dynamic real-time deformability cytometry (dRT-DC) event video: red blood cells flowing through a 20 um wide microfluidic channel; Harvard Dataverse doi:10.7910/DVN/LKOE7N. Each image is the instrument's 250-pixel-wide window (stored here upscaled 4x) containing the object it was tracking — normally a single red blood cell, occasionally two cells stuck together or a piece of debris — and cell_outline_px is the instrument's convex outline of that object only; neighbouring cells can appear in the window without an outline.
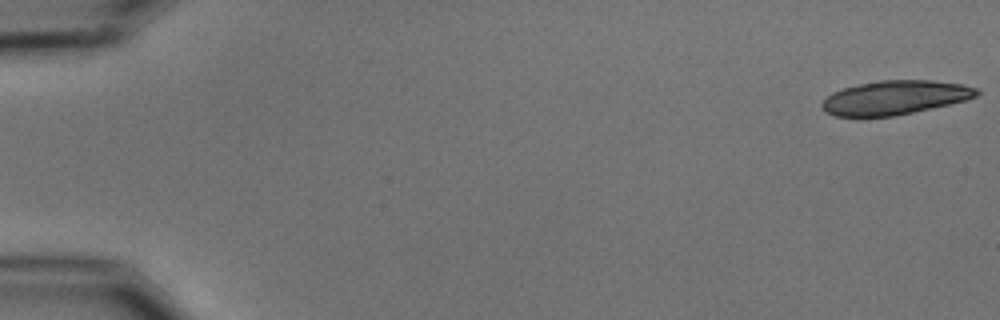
{"species": "common noctule bat (a hibernating species)", "species_latin": "Nyctalus noctula", "temperature_condition": "cold", "stored_images_in_passage": 19, "camera_frame_rate_fps": 3000, "um_per_image_px": 0.085, "animal": {"sex": "male", "body_mass_g": 15.6}, "frame": {"image": 1, "passage_image": 1, "time_ms": 0.0, "image_size_px": [1000, 320], "cell_outline_px": [[980, 92], [976, 96], [964, 100], [948, 104], [912, 112], [892, 116], [836, 116], [828, 112], [820, 104], [832, 92], [844, 88], [860, 84], [880, 80], [932, 80], [960, 84], [980, 88]], "centroid_in_image_um": [76.09, 8.28], "position_along_channel_um": 8.9, "area_um2": 30.17}}